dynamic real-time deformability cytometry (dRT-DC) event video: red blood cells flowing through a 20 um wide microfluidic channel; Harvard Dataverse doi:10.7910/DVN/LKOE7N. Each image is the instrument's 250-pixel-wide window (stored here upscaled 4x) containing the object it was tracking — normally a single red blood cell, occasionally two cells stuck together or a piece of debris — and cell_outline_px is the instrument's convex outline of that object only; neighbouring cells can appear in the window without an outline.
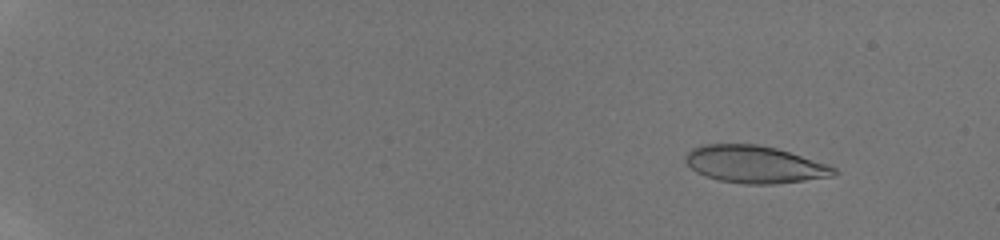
{"species": "human", "species_latin": "Homo sapiens", "temperature_condition": "room temperature", "stored_images_in_passage": 7, "camera_frame_rate_fps": 3000, "um_per_image_px": 0.085, "donor": {"sex": "male"}, "frame": {"image": 1, "passage_image": 3, "time_ms": 2.0, "image_size_px": [1000, 240], "cell_outline_px": [[840, 172], [836, 176], [776, 184], [744, 184], [720, 180], [696, 172], [684, 160], [684, 156], [692, 148], [700, 144], [756, 144], [776, 148], [828, 164], [836, 168]], "centroid_in_image_um": [64.18, 13.97], "position_along_channel_um": 20.8, "area_um2": 32.37}}
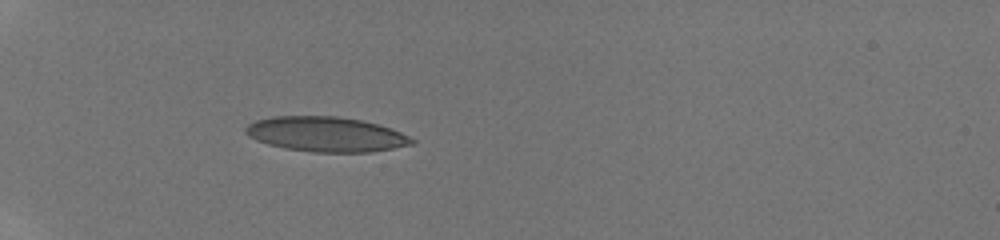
{"frame": {"image": 2, "passage_image": 7, "time_ms": 6.333, "image_size_px": [1000, 240], "cell_outline_px": [[416, 140], [412, 144], [372, 152], [312, 152], [284, 148], [268, 144], [256, 140], [248, 136], [244, 132], [244, 128], [248, 124], [256, 120], [272, 116], [336, 116], [360, 120], [376, 124], [400, 132]], "centroid_in_image_um": [27.65, 11.41], "position_along_channel_um": 57.3, "area_um2": 33.7}}